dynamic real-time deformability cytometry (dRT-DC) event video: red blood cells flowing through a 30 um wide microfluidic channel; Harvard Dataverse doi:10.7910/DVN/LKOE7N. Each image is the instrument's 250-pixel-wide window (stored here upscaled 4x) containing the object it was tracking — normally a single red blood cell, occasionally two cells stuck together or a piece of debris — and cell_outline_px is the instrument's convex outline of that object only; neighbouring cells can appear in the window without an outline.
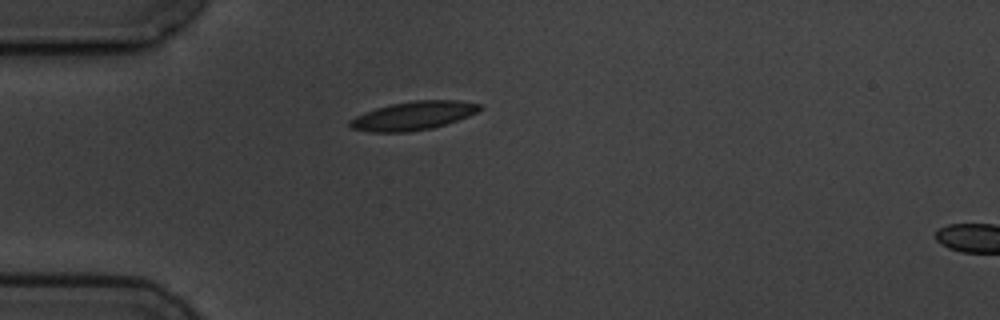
{"species": "common noctule bat (a hibernating species)", "species_latin": "Nyctalus noctula", "temperature_condition": "cold", "stored_images_in_passage": 2, "segment_of_instrument_passage": [1, 2], "camera_frame_rate_fps": 3000, "um_per_image_px": 0.085, "animal": {"sex": "male", "body_mass_g": 19.5, "forearm_length_mm": 54.6}, "frame": {"image": 1, "passage_image": 1, "time_ms": 0.0, "image_size_px": [1000, 320], "cell_outline_px": [[484, 108], [468, 116], [432, 128], [408, 132], [372, 132], [352, 128], [348, 124], [348, 120], [364, 112], [376, 108], [392, 104], [412, 100], [460, 100], [480, 104]], "centroid_in_image_um": [35.12, 9.83], "position_along_channel_um": 49.9, "area_um2": 21.56}}